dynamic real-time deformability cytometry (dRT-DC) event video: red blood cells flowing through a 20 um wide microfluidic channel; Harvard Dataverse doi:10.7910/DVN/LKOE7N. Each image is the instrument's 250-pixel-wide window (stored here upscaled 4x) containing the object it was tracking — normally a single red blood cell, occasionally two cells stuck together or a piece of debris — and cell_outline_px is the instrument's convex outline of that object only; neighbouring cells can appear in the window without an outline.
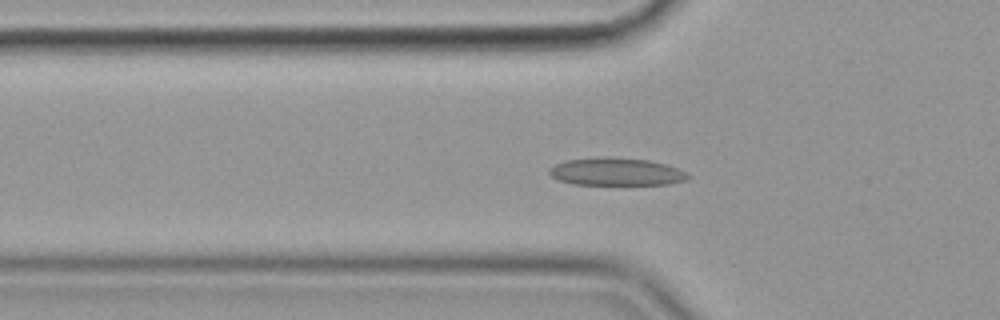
{"species": "common noctule bat (a hibernating species)", "species_latin": "Nyctalus noctula", "temperature_condition": "cold", "stored_images_in_passage": 42, "camera_frame_rate_fps": 3000, "um_per_image_px": 0.085, "animal": {"sex": "female", "body_mass_g": 19.9}, "frame": {"image": 1, "passage_image": 13, "time_ms": 4.0, "image_size_px": [1000, 320], "cell_outline_px": [[692, 176], [688, 180], [668, 184], [572, 184], [560, 180], [552, 176], [548, 172], [548, 168], [556, 164], [568, 160], [600, 156], [608, 156], [648, 160], [668, 164], [688, 172]], "centroid_in_image_um": [52.44, 14.58], "position_along_channel_um": 73.4, "area_um2": 22.6}}
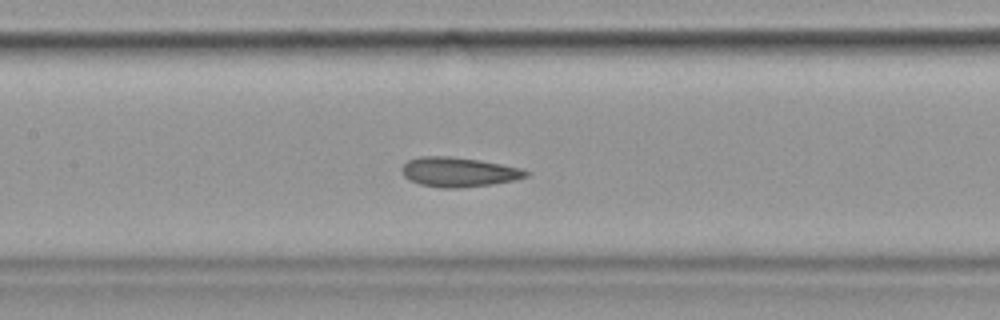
{"frame": {"image": 2, "passage_image": 21, "time_ms": 6.667, "image_size_px": [1000, 320], "cell_outline_px": [[532, 172], [528, 176], [516, 180], [492, 184], [460, 188], [440, 188], [420, 184], [404, 176], [400, 168], [408, 160], [420, 156], [448, 156], [480, 160], [524, 168]], "centroid_in_image_um": [39.04, 14.62], "position_along_channel_um": 168.4, "area_um2": 21.62}}
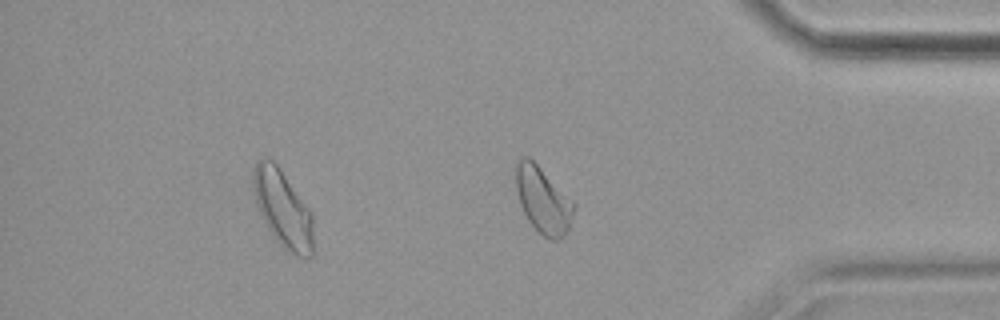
{"frame": {"image": 3, "passage_image": 41, "time_ms": 13.333, "image_size_px": [1000, 320], "cell_outline_px": [[312, 256], [296, 256], [284, 248], [276, 240], [268, 228], [256, 204], [252, 192], [252, 172], [256, 160], [272, 160], [276, 164], [312, 212]], "centroid_in_image_um": [24.01, 17.73], "position_along_channel_um": 411.2, "area_um2": 26.65}, "authors_computed_cell_mechanics": {"area_um2": 21.7906, "velocity_mm_per_s": 3.5602, "shape_relaxation_time_tau1_ms": 11.1241, "shape_relaxation_time_tau2_ms": 1.9943, "deformation_change_tau1": 0.1739, "deformation_change_tau2": 0.0602}}